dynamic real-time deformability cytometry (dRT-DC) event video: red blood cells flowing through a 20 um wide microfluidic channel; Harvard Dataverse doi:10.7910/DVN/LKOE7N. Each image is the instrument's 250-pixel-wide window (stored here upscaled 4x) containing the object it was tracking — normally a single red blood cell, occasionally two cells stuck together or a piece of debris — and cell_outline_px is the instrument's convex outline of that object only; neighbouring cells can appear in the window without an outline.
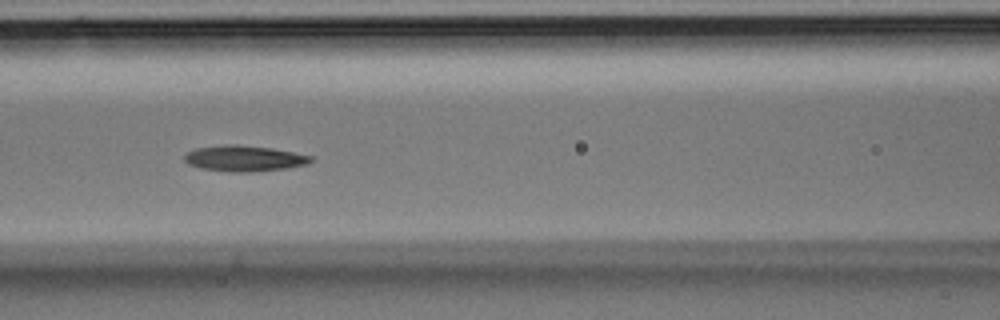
{"species": "Egyptian fruit bat (a non-hibernating species)", "species_latin": "Rousettus aegyptiacus", "temperature_condition": "room temperature", "stored_images_in_passage": 30, "camera_frame_rate_fps": 3000, "um_per_image_px": 0.085, "animal": {"sex": "male"}, "frame": {"image": 1, "passage_image": 9, "time_ms": 2.667, "image_size_px": [1000, 320], "cell_outline_px": [[316, 160], [308, 164], [288, 168], [248, 172], [232, 172], [204, 168], [188, 164], [184, 160], [184, 156], [188, 152], [196, 148], [224, 144], [240, 144], [272, 148], [312, 156]], "centroid_in_image_um": [20.8, 13.45], "position_along_channel_um": 145.8, "area_um2": 19.07}}
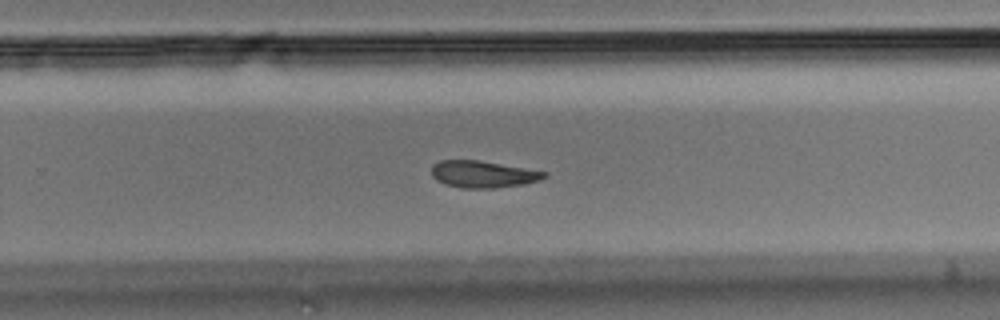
{"frame": {"image": 2, "passage_image": 17, "time_ms": 5.333, "image_size_px": [1000, 320], "cell_outline_px": [[548, 176], [540, 180], [524, 184], [492, 188], [464, 188], [444, 184], [436, 180], [432, 176], [432, 164], [440, 160], [480, 160], [548, 172]], "centroid_in_image_um": [41.05, 14.8], "position_along_channel_um": 288.7, "area_um2": 17.74}}
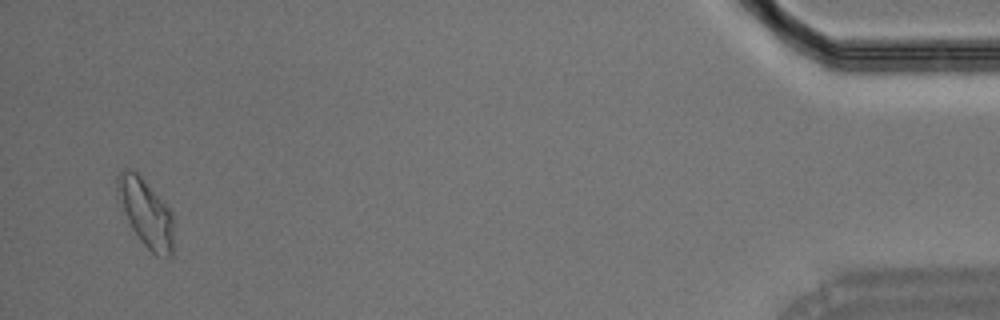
{"frame": {"image": 3, "passage_image": 29, "time_ms": 9.333, "image_size_px": [1000, 320], "cell_outline_px": [[172, 256], [156, 256], [140, 240], [132, 228], [116, 196], [116, 176], [124, 168], [132, 168], [144, 180], [172, 212]], "centroid_in_image_um": [12.35, 18.05], "position_along_channel_um": 422.8, "area_um2": 21.91}}